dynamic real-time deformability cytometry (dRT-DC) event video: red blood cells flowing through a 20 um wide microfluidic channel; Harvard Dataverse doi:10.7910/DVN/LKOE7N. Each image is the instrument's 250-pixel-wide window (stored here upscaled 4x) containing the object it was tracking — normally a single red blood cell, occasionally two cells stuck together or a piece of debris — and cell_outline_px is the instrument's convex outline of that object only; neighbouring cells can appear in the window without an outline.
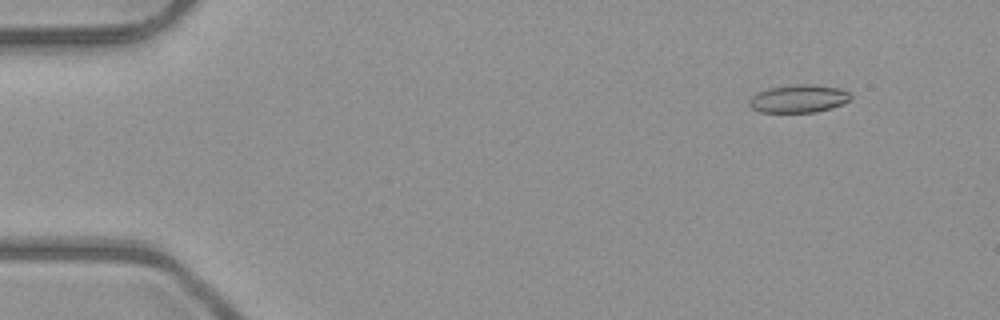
{"species": "common noctule bat (a hibernating species)", "species_latin": "Nyctalus noctula", "temperature_condition": "room temperature", "stored_images_in_passage": 5, "camera_frame_rate_fps": 3000, "um_per_image_px": 0.085, "animal": {"sex": "male", "body_mass_g": 23.1, "forearm_length_mm": 52.7}, "frame": {"image": 1, "passage_image": 2, "time_ms": 1.333, "image_size_px": [1000, 320], "cell_outline_px": [[852, 100], [844, 104], [832, 108], [816, 112], [760, 112], [752, 108], [748, 104], [748, 100], [756, 92], [768, 88], [796, 84], [816, 84], [840, 88], [848, 92], [852, 96]], "centroid_in_image_um": [67.91, 8.38], "position_along_channel_um": 17.1, "area_um2": 16.82}}
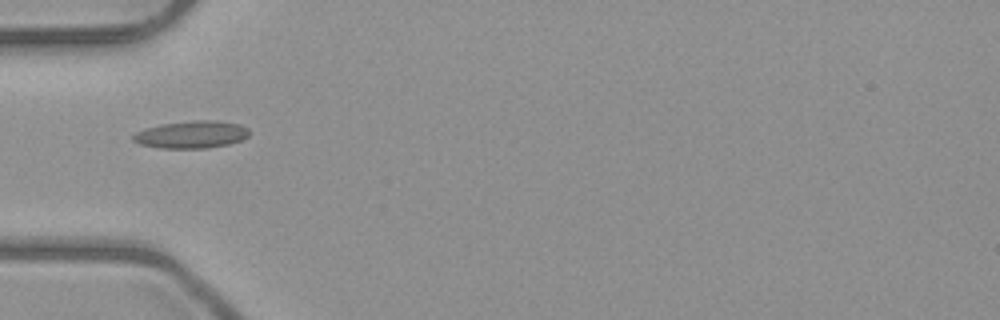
{"frame": {"image": 2, "passage_image": 5, "time_ms": 5.333, "image_size_px": [1000, 320], "cell_outline_px": [[248, 136], [240, 140], [228, 144], [208, 148], [160, 148], [140, 144], [132, 140], [132, 136], [136, 132], [144, 128], [160, 124], [196, 120], [212, 120], [240, 124], [248, 128]], "centroid_in_image_um": [16.24, 11.43], "position_along_channel_um": 68.8, "area_um2": 18.5}}